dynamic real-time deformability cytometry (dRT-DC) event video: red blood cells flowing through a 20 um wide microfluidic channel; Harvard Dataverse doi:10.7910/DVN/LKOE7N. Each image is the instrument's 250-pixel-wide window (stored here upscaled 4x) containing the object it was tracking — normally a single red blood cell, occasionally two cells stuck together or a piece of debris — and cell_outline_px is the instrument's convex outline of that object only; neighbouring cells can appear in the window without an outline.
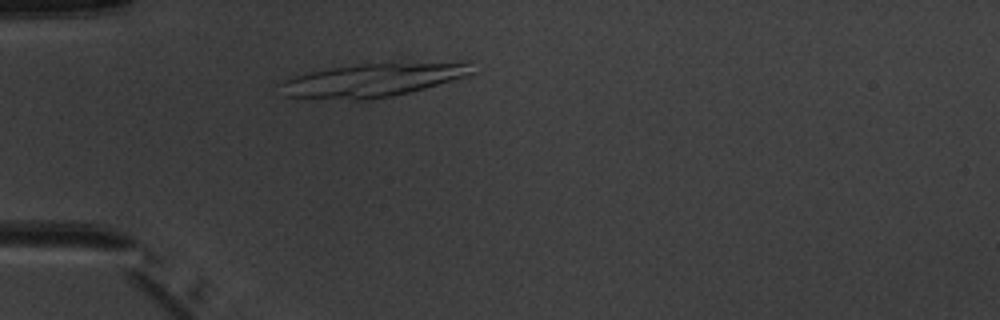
{"species": "common noctule bat (a hibernating species)", "species_latin": "Nyctalus noctula", "temperature_condition": "warm", "stored_images_in_passage": 3, "camera_frame_rate_fps": 3000, "um_per_image_px": 0.085, "animal": {"sex": "male", "body_mass_g": 20.1, "forearm_length_mm": 53.5}, "frame": {"image": 1, "passage_image": 3, "time_ms": 2.333, "image_size_px": [1000, 320], "cell_outline_px": [[472, 72], [464, 76], [424, 88], [392, 96], [368, 100], [352, 100], [284, 96], [276, 84], [296, 76], [308, 72], [332, 68], [360, 64], [460, 60], [472, 60]], "centroid_in_image_um": [31.74, 6.78], "position_along_channel_um": 53.3, "area_um2": 37.69}}